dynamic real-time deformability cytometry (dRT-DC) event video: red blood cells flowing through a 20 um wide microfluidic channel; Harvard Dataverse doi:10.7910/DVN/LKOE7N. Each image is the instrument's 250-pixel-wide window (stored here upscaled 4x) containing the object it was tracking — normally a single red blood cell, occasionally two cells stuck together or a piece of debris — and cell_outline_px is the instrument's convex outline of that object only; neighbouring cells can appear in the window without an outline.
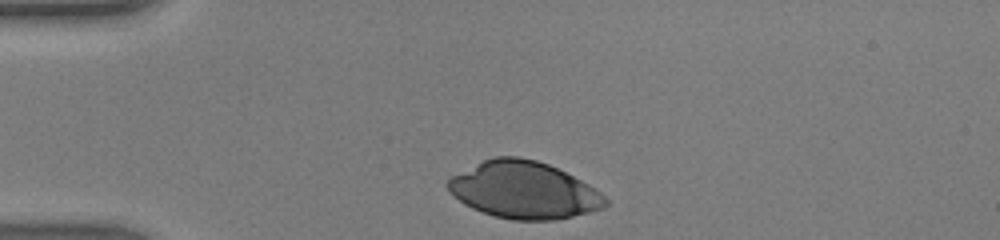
{"species": "human", "species_latin": "Homo sapiens", "temperature_condition": "warm", "stored_images_in_passage": 28, "camera_frame_rate_fps": 3000, "um_per_image_px": 0.085, "donor": {"sex": "male"}, "frame": {"image": 1, "passage_image": 1, "time_ms": 0.0, "image_size_px": [1000, 240], "cell_outline_px": [[608, 204], [604, 208], [572, 216], [552, 220], [512, 220], [496, 216], [472, 208], [464, 204], [448, 192], [444, 184], [452, 176], [492, 156], [520, 156], [536, 160], [548, 164], [588, 184], [600, 192], [608, 200]], "centroid_in_image_um": [44.5, 16.15], "position_along_channel_um": 40.5, "area_um2": 52.08}}